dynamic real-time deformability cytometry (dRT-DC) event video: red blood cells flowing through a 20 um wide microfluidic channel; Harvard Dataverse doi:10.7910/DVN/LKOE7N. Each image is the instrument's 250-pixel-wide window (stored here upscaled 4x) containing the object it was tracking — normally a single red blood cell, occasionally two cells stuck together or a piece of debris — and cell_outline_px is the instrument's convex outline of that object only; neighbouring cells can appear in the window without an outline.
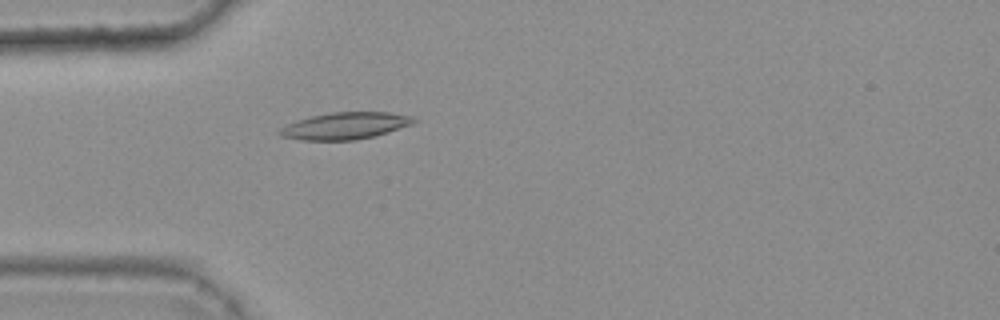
{"species": "common noctule bat (a hibernating species)", "species_latin": "Nyctalus noctula", "temperature_condition": "warm", "stored_images_in_passage": 46, "camera_frame_rate_fps": 3000, "um_per_image_px": 0.085, "animal": {"sex": "female", "body_mass_g": 25.1}, "frame": {"image": 1, "passage_image": 13, "time_ms": 4.0, "image_size_px": [1000, 320], "cell_outline_px": [[420, 120], [412, 124], [376, 136], [356, 140], [300, 140], [280, 136], [276, 132], [280, 128], [296, 120], [312, 116], [332, 112], [388, 112], [412, 116]], "centroid_in_image_um": [29.34, 10.7], "position_along_channel_um": 55.7, "area_um2": 21.15}}
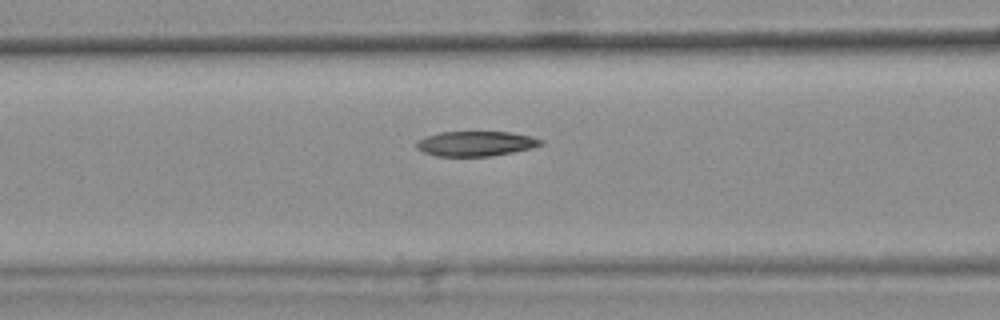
{"frame": {"image": 2, "passage_image": 19, "time_ms": 6.0, "image_size_px": [1000, 320], "cell_outline_px": [[544, 144], [532, 148], [492, 156], [436, 156], [424, 152], [416, 148], [416, 140], [424, 136], [440, 132], [512, 132], [532, 136], [544, 140]], "centroid_in_image_um": [40.44, 12.2], "position_along_channel_um": 126.2, "area_um2": 18.26}}
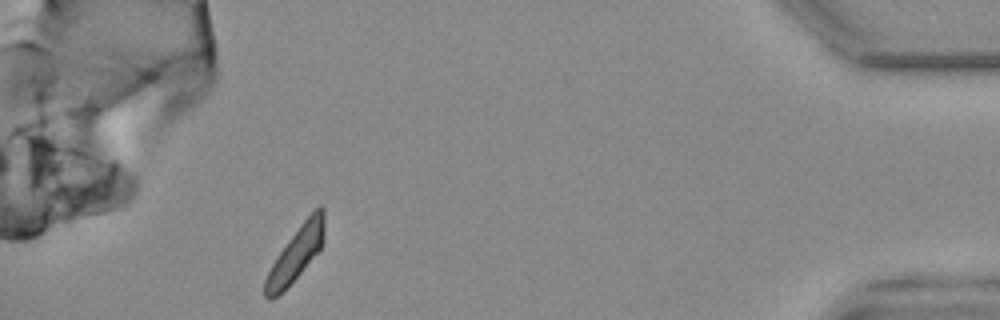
{"frame": {"image": 3, "passage_image": 46, "time_ms": 15.0, "image_size_px": [1000, 320], "cell_outline_px": [[324, 240], [320, 248], [300, 272], [272, 300], [268, 300], [264, 296], [264, 280], [272, 264], [288, 240], [300, 224], [320, 204], [324, 208]], "centroid_in_image_um": [25.15, 21.54], "position_along_channel_um": 410.1, "area_um2": 17.92}, "authors_computed_cell_mechanics": {"area_um2": 18.9006, "velocity_mm_per_s": 3.7609, "shape_relaxation_time_tau1_ms": null, "shape_relaxation_time_tau2_ms": 3.3492, "deformation_change_tau1": null, "deformation_change_tau2": 0.0923}}